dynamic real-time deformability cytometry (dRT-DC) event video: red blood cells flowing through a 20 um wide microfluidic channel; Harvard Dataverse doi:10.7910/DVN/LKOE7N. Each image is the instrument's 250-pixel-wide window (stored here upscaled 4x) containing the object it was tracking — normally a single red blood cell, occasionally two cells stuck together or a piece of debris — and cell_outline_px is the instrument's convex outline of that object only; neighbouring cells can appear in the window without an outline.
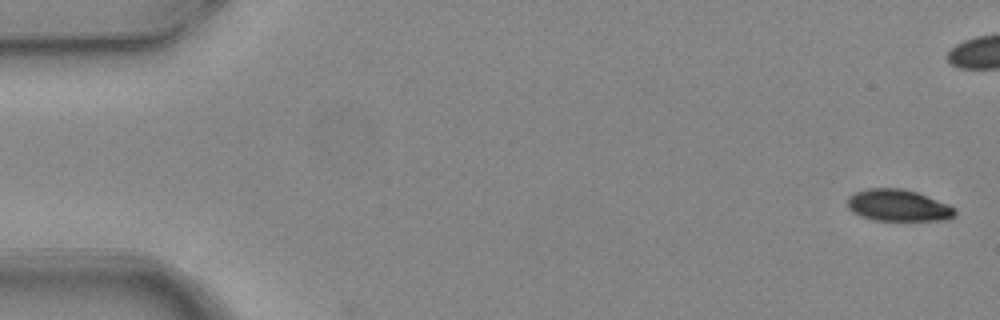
{"species": "common noctule bat (a hibernating species)", "species_latin": "Nyctalus noctula", "temperature_condition": "warm", "stored_images_in_passage": 5, "camera_frame_rate_fps": 3000, "um_per_image_px": 0.085, "animal": {"sex": "female", "body_mass_g": 24.6, "forearm_length_mm": 56.2}, "frame": {"image": 1, "passage_image": 1, "time_ms": 0.0, "image_size_px": [1000, 320], "cell_outline_px": [[956, 216], [948, 220], [872, 220], [860, 216], [852, 212], [848, 208], [848, 196], [856, 192], [868, 188], [900, 188], [916, 192], [948, 204], [956, 208]], "centroid_in_image_um": [76.35, 17.47], "position_along_channel_um": 8.6, "area_um2": 19.94}}